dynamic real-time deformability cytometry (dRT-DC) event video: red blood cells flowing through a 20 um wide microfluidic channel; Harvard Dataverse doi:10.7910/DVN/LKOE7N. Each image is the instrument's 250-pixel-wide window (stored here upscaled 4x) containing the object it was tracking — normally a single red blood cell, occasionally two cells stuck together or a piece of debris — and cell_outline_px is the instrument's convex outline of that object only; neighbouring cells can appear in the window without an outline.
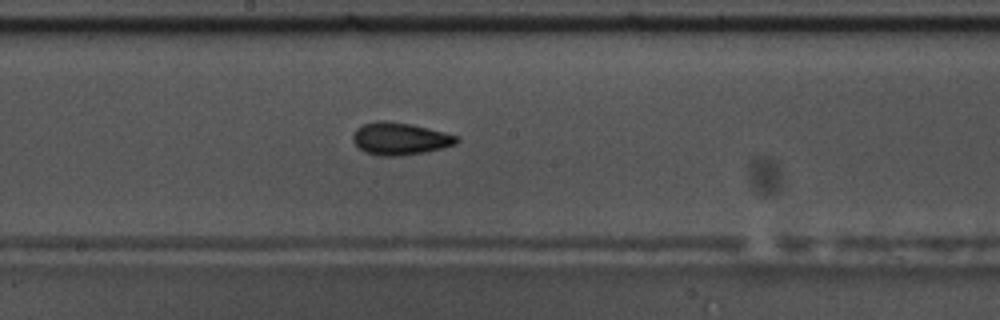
{"species": "common noctule bat (a hibernating species)", "species_latin": "Nyctalus noctula", "temperature_condition": "warm", "stored_images_in_passage": 51, "camera_frame_rate_fps": 3000, "um_per_image_px": 0.085, "animal": {"sex": "male", "body_mass_g": 17.5, "forearm_length_mm": 52.3}, "frame": {"image": 1, "passage_image": 30, "time_ms": 9.667, "image_size_px": [1000, 320], "cell_outline_px": [[460, 140], [456, 144], [444, 148], [424, 152], [396, 156], [380, 156], [364, 152], [352, 140], [352, 136], [356, 128], [364, 124], [376, 120], [388, 120], [412, 124], [444, 132], [456, 136]], "centroid_in_image_um": [33.98, 11.78], "position_along_channel_um": 214.2, "area_um2": 19.65}}